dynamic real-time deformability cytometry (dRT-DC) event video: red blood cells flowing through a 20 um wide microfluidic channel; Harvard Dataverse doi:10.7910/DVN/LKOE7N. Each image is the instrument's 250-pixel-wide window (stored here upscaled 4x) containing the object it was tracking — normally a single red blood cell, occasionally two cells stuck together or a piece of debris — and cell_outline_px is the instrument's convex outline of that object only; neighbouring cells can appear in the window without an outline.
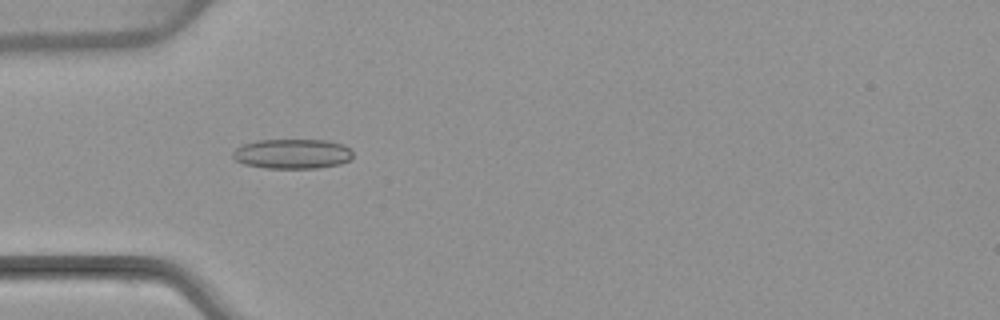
{"species": "common noctule bat (a hibernating species)", "species_latin": "Nyctalus noctula", "temperature_condition": "warm", "stored_images_in_passage": 4, "camera_frame_rate_fps": 3000, "um_per_image_px": 0.085, "animal": {"sex": "female", "body_mass_g": 22.7, "forearm_length_mm": 54.2}, "frame": {"image": 1, "passage_image": 4, "time_ms": 4.0, "image_size_px": [1000, 320], "cell_outline_px": [[352, 156], [348, 160], [340, 164], [316, 168], [264, 168], [244, 164], [236, 160], [232, 156], [232, 152], [236, 148], [244, 144], [256, 140], [328, 140], [344, 144], [352, 148]], "centroid_in_image_um": [24.86, 13.07], "position_along_channel_um": 60.1, "area_um2": 20.98}}